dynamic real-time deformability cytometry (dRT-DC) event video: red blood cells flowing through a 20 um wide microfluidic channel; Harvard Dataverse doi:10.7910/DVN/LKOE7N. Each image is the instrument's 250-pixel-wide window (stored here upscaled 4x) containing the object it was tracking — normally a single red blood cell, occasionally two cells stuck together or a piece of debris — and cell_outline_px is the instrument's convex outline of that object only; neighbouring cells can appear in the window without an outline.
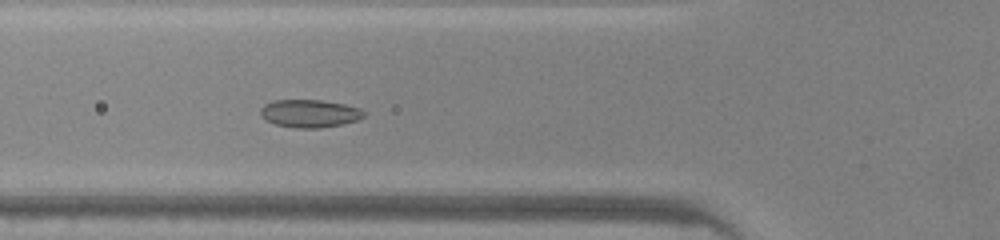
{"species": "common noctule bat (a hibernating species)", "species_latin": "Nyctalus noctula", "temperature_condition": "warm", "stored_images_in_passage": 35, "camera_frame_rate_fps": 3000, "um_per_image_px": 0.085, "animal": {"sex": "male", "body_mass_g": 20.0, "forearm_length_mm": 53.3}, "frame": {"image": 1, "passage_image": 4, "time_ms": 1.0, "image_size_px": [1000, 240], "cell_outline_px": [[364, 116], [356, 120], [340, 124], [320, 128], [296, 128], [276, 124], [264, 120], [260, 116], [260, 108], [264, 104], [272, 100], [320, 100], [344, 104], [360, 108], [364, 112]], "centroid_in_image_um": [26.26, 9.64], "position_along_channel_um": 99.5, "area_um2": 16.76}}
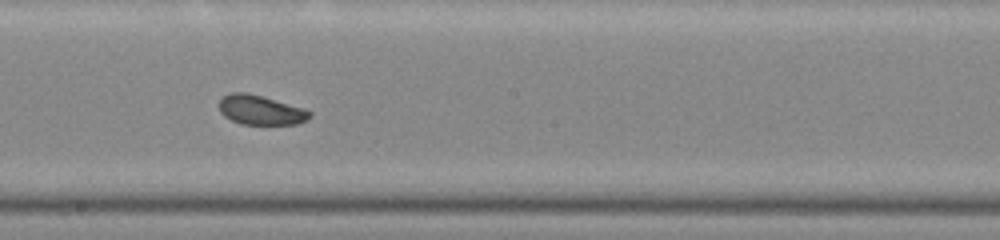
{"frame": {"image": 2, "passage_image": 13, "time_ms": 4.0, "image_size_px": [1000, 240], "cell_outline_px": [[312, 116], [296, 124], [240, 124], [224, 116], [220, 112], [220, 100], [224, 96], [232, 92], [244, 92], [260, 96], [304, 108], [312, 112]], "centroid_in_image_um": [22.15, 9.36], "position_along_channel_um": 226.1, "area_um2": 15.32}}
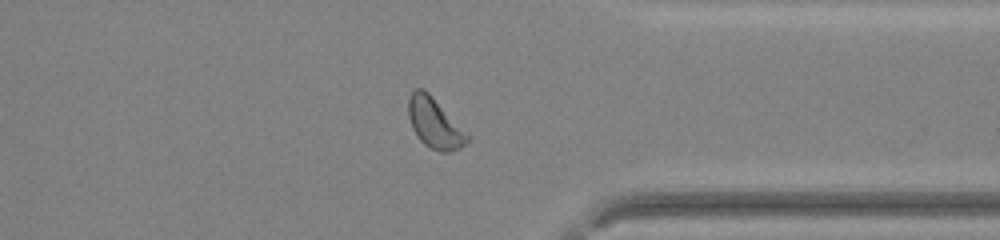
{"frame": {"image": 3, "passage_image": 24, "time_ms": 7.667, "image_size_px": [1000, 240], "cell_outline_px": [[472, 136], [460, 148], [452, 152], [440, 152], [424, 144], [420, 140], [412, 128], [408, 116], [408, 100], [412, 92], [416, 88], [424, 88]], "centroid_in_image_um": [36.97, 10.47], "position_along_channel_um": 374.4, "area_um2": 17.34}, "authors_computed_cell_mechanics": {"area_um2": 16.473, "velocity_mm_per_s": 4.2261, "shape_relaxation_time_tau1_ms": 2.5135, "shape_relaxation_time_tau2_ms": null, "deformation_change_tau1": 0.0659, "deformation_change_tau2": null}}